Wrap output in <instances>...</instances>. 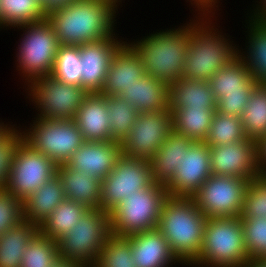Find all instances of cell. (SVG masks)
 <instances>
[{
	"label": "cell",
	"instance_id": "cell-1",
	"mask_svg": "<svg viewBox=\"0 0 266 267\" xmlns=\"http://www.w3.org/2000/svg\"><path fill=\"white\" fill-rule=\"evenodd\" d=\"M116 6L109 0H76L46 19L60 45H82L113 37Z\"/></svg>",
	"mask_w": 266,
	"mask_h": 267
},
{
	"label": "cell",
	"instance_id": "cell-2",
	"mask_svg": "<svg viewBox=\"0 0 266 267\" xmlns=\"http://www.w3.org/2000/svg\"><path fill=\"white\" fill-rule=\"evenodd\" d=\"M206 221L192 197L168 195L161 207L157 229L167 239L177 260L192 265L201 252Z\"/></svg>",
	"mask_w": 266,
	"mask_h": 267
},
{
	"label": "cell",
	"instance_id": "cell-3",
	"mask_svg": "<svg viewBox=\"0 0 266 267\" xmlns=\"http://www.w3.org/2000/svg\"><path fill=\"white\" fill-rule=\"evenodd\" d=\"M185 27L157 32L130 44L140 56L146 75L168 85L182 77L189 45V24Z\"/></svg>",
	"mask_w": 266,
	"mask_h": 267
},
{
	"label": "cell",
	"instance_id": "cell-4",
	"mask_svg": "<svg viewBox=\"0 0 266 267\" xmlns=\"http://www.w3.org/2000/svg\"><path fill=\"white\" fill-rule=\"evenodd\" d=\"M249 261L241 218H207L201 252L193 264L245 267Z\"/></svg>",
	"mask_w": 266,
	"mask_h": 267
},
{
	"label": "cell",
	"instance_id": "cell-5",
	"mask_svg": "<svg viewBox=\"0 0 266 267\" xmlns=\"http://www.w3.org/2000/svg\"><path fill=\"white\" fill-rule=\"evenodd\" d=\"M200 23L189 25V45L182 77L209 81L240 52L235 51L228 39L226 41L222 35L214 33V28L205 26L202 21Z\"/></svg>",
	"mask_w": 266,
	"mask_h": 267
},
{
	"label": "cell",
	"instance_id": "cell-6",
	"mask_svg": "<svg viewBox=\"0 0 266 267\" xmlns=\"http://www.w3.org/2000/svg\"><path fill=\"white\" fill-rule=\"evenodd\" d=\"M111 235L110 213L101 208H89L77 225L57 240L58 256L93 267Z\"/></svg>",
	"mask_w": 266,
	"mask_h": 267
},
{
	"label": "cell",
	"instance_id": "cell-7",
	"mask_svg": "<svg viewBox=\"0 0 266 267\" xmlns=\"http://www.w3.org/2000/svg\"><path fill=\"white\" fill-rule=\"evenodd\" d=\"M168 196L166 188L159 184L138 190L125 197L110 212L111 234L127 237L132 234L156 229L161 207Z\"/></svg>",
	"mask_w": 266,
	"mask_h": 267
},
{
	"label": "cell",
	"instance_id": "cell-8",
	"mask_svg": "<svg viewBox=\"0 0 266 267\" xmlns=\"http://www.w3.org/2000/svg\"><path fill=\"white\" fill-rule=\"evenodd\" d=\"M37 119L30 132H22L23 140L57 165L66 163L85 142L74 119Z\"/></svg>",
	"mask_w": 266,
	"mask_h": 267
},
{
	"label": "cell",
	"instance_id": "cell-9",
	"mask_svg": "<svg viewBox=\"0 0 266 267\" xmlns=\"http://www.w3.org/2000/svg\"><path fill=\"white\" fill-rule=\"evenodd\" d=\"M154 184L150 161L121 153L114 169L102 181L100 208L110 213L125 197Z\"/></svg>",
	"mask_w": 266,
	"mask_h": 267
},
{
	"label": "cell",
	"instance_id": "cell-10",
	"mask_svg": "<svg viewBox=\"0 0 266 267\" xmlns=\"http://www.w3.org/2000/svg\"><path fill=\"white\" fill-rule=\"evenodd\" d=\"M216 101V111L222 115L240 117L248 99L258 85L238 54L208 81Z\"/></svg>",
	"mask_w": 266,
	"mask_h": 267
},
{
	"label": "cell",
	"instance_id": "cell-11",
	"mask_svg": "<svg viewBox=\"0 0 266 267\" xmlns=\"http://www.w3.org/2000/svg\"><path fill=\"white\" fill-rule=\"evenodd\" d=\"M57 166L53 160L35 151L22 139L14 151L6 188L24 202L45 182L57 175Z\"/></svg>",
	"mask_w": 266,
	"mask_h": 267
},
{
	"label": "cell",
	"instance_id": "cell-12",
	"mask_svg": "<svg viewBox=\"0 0 266 267\" xmlns=\"http://www.w3.org/2000/svg\"><path fill=\"white\" fill-rule=\"evenodd\" d=\"M24 39L18 52V62L26 80H32L52 73L56 54L60 46L56 33L47 19L25 25ZM30 79V80H29Z\"/></svg>",
	"mask_w": 266,
	"mask_h": 267
},
{
	"label": "cell",
	"instance_id": "cell-13",
	"mask_svg": "<svg viewBox=\"0 0 266 267\" xmlns=\"http://www.w3.org/2000/svg\"><path fill=\"white\" fill-rule=\"evenodd\" d=\"M249 182L240 177L211 175L192 199L207 218L240 217Z\"/></svg>",
	"mask_w": 266,
	"mask_h": 267
},
{
	"label": "cell",
	"instance_id": "cell-14",
	"mask_svg": "<svg viewBox=\"0 0 266 267\" xmlns=\"http://www.w3.org/2000/svg\"><path fill=\"white\" fill-rule=\"evenodd\" d=\"M29 83L33 101L41 110L39 118L74 119L88 94L82 86L63 83L52 75L41 76Z\"/></svg>",
	"mask_w": 266,
	"mask_h": 267
},
{
	"label": "cell",
	"instance_id": "cell-15",
	"mask_svg": "<svg viewBox=\"0 0 266 267\" xmlns=\"http://www.w3.org/2000/svg\"><path fill=\"white\" fill-rule=\"evenodd\" d=\"M172 131L170 110L140 113L121 143V153L150 161Z\"/></svg>",
	"mask_w": 266,
	"mask_h": 267
},
{
	"label": "cell",
	"instance_id": "cell-16",
	"mask_svg": "<svg viewBox=\"0 0 266 267\" xmlns=\"http://www.w3.org/2000/svg\"><path fill=\"white\" fill-rule=\"evenodd\" d=\"M258 142L246 138L210 147L211 175L240 177L252 181L260 176Z\"/></svg>",
	"mask_w": 266,
	"mask_h": 267
},
{
	"label": "cell",
	"instance_id": "cell-17",
	"mask_svg": "<svg viewBox=\"0 0 266 267\" xmlns=\"http://www.w3.org/2000/svg\"><path fill=\"white\" fill-rule=\"evenodd\" d=\"M210 162V147L205 142H193L165 187L168 195L192 197L211 176Z\"/></svg>",
	"mask_w": 266,
	"mask_h": 267
},
{
	"label": "cell",
	"instance_id": "cell-18",
	"mask_svg": "<svg viewBox=\"0 0 266 267\" xmlns=\"http://www.w3.org/2000/svg\"><path fill=\"white\" fill-rule=\"evenodd\" d=\"M123 43L113 36L78 45L82 65L81 86L88 93L103 89L113 55Z\"/></svg>",
	"mask_w": 266,
	"mask_h": 267
},
{
	"label": "cell",
	"instance_id": "cell-19",
	"mask_svg": "<svg viewBox=\"0 0 266 267\" xmlns=\"http://www.w3.org/2000/svg\"><path fill=\"white\" fill-rule=\"evenodd\" d=\"M121 154V143L115 141H85L66 162L74 170L103 181L114 169Z\"/></svg>",
	"mask_w": 266,
	"mask_h": 267
},
{
	"label": "cell",
	"instance_id": "cell-20",
	"mask_svg": "<svg viewBox=\"0 0 266 267\" xmlns=\"http://www.w3.org/2000/svg\"><path fill=\"white\" fill-rule=\"evenodd\" d=\"M145 74L140 56L131 45L124 42L113 55L100 93L118 96L124 89L139 82Z\"/></svg>",
	"mask_w": 266,
	"mask_h": 267
},
{
	"label": "cell",
	"instance_id": "cell-21",
	"mask_svg": "<svg viewBox=\"0 0 266 267\" xmlns=\"http://www.w3.org/2000/svg\"><path fill=\"white\" fill-rule=\"evenodd\" d=\"M74 121L85 141H111V130L106 96L100 92L88 93Z\"/></svg>",
	"mask_w": 266,
	"mask_h": 267
},
{
	"label": "cell",
	"instance_id": "cell-22",
	"mask_svg": "<svg viewBox=\"0 0 266 267\" xmlns=\"http://www.w3.org/2000/svg\"><path fill=\"white\" fill-rule=\"evenodd\" d=\"M127 238L136 267H168L175 260L179 262L171 252L167 239L157 228Z\"/></svg>",
	"mask_w": 266,
	"mask_h": 267
},
{
	"label": "cell",
	"instance_id": "cell-23",
	"mask_svg": "<svg viewBox=\"0 0 266 267\" xmlns=\"http://www.w3.org/2000/svg\"><path fill=\"white\" fill-rule=\"evenodd\" d=\"M118 96L139 113L169 110V85L150 75L145 74Z\"/></svg>",
	"mask_w": 266,
	"mask_h": 267
},
{
	"label": "cell",
	"instance_id": "cell-24",
	"mask_svg": "<svg viewBox=\"0 0 266 267\" xmlns=\"http://www.w3.org/2000/svg\"><path fill=\"white\" fill-rule=\"evenodd\" d=\"M66 199L86 205L88 208H100L102 181L88 173L74 170L66 163L57 166Z\"/></svg>",
	"mask_w": 266,
	"mask_h": 267
},
{
	"label": "cell",
	"instance_id": "cell-25",
	"mask_svg": "<svg viewBox=\"0 0 266 267\" xmlns=\"http://www.w3.org/2000/svg\"><path fill=\"white\" fill-rule=\"evenodd\" d=\"M193 141L172 131L150 160L154 183L166 187L172 180L176 167L189 150Z\"/></svg>",
	"mask_w": 266,
	"mask_h": 267
},
{
	"label": "cell",
	"instance_id": "cell-26",
	"mask_svg": "<svg viewBox=\"0 0 266 267\" xmlns=\"http://www.w3.org/2000/svg\"><path fill=\"white\" fill-rule=\"evenodd\" d=\"M183 107L216 109V101L208 81L181 77L169 84V110Z\"/></svg>",
	"mask_w": 266,
	"mask_h": 267
},
{
	"label": "cell",
	"instance_id": "cell-27",
	"mask_svg": "<svg viewBox=\"0 0 266 267\" xmlns=\"http://www.w3.org/2000/svg\"><path fill=\"white\" fill-rule=\"evenodd\" d=\"M65 198L62 182L56 175L23 202L24 219L39 227Z\"/></svg>",
	"mask_w": 266,
	"mask_h": 267
},
{
	"label": "cell",
	"instance_id": "cell-28",
	"mask_svg": "<svg viewBox=\"0 0 266 267\" xmlns=\"http://www.w3.org/2000/svg\"><path fill=\"white\" fill-rule=\"evenodd\" d=\"M39 227L23 220L0 236V267H21L25 248Z\"/></svg>",
	"mask_w": 266,
	"mask_h": 267
},
{
	"label": "cell",
	"instance_id": "cell-29",
	"mask_svg": "<svg viewBox=\"0 0 266 267\" xmlns=\"http://www.w3.org/2000/svg\"><path fill=\"white\" fill-rule=\"evenodd\" d=\"M170 111L175 133L185 135L193 142H205L216 109L183 107Z\"/></svg>",
	"mask_w": 266,
	"mask_h": 267
},
{
	"label": "cell",
	"instance_id": "cell-30",
	"mask_svg": "<svg viewBox=\"0 0 266 267\" xmlns=\"http://www.w3.org/2000/svg\"><path fill=\"white\" fill-rule=\"evenodd\" d=\"M89 208L81 203L64 199L39 226V231L55 241L65 235Z\"/></svg>",
	"mask_w": 266,
	"mask_h": 267
},
{
	"label": "cell",
	"instance_id": "cell-31",
	"mask_svg": "<svg viewBox=\"0 0 266 267\" xmlns=\"http://www.w3.org/2000/svg\"><path fill=\"white\" fill-rule=\"evenodd\" d=\"M252 20L249 31V56L248 59H242L257 84L266 85V18L254 17Z\"/></svg>",
	"mask_w": 266,
	"mask_h": 267
},
{
	"label": "cell",
	"instance_id": "cell-32",
	"mask_svg": "<svg viewBox=\"0 0 266 267\" xmlns=\"http://www.w3.org/2000/svg\"><path fill=\"white\" fill-rule=\"evenodd\" d=\"M245 136L258 143L266 136V85H257L240 116Z\"/></svg>",
	"mask_w": 266,
	"mask_h": 267
},
{
	"label": "cell",
	"instance_id": "cell-33",
	"mask_svg": "<svg viewBox=\"0 0 266 267\" xmlns=\"http://www.w3.org/2000/svg\"><path fill=\"white\" fill-rule=\"evenodd\" d=\"M45 19L40 0H0V26L18 27Z\"/></svg>",
	"mask_w": 266,
	"mask_h": 267
},
{
	"label": "cell",
	"instance_id": "cell-34",
	"mask_svg": "<svg viewBox=\"0 0 266 267\" xmlns=\"http://www.w3.org/2000/svg\"><path fill=\"white\" fill-rule=\"evenodd\" d=\"M111 141L122 143L140 114L133 105L119 96H106Z\"/></svg>",
	"mask_w": 266,
	"mask_h": 267
},
{
	"label": "cell",
	"instance_id": "cell-35",
	"mask_svg": "<svg viewBox=\"0 0 266 267\" xmlns=\"http://www.w3.org/2000/svg\"><path fill=\"white\" fill-rule=\"evenodd\" d=\"M242 121L240 117L222 115L215 112L205 143L209 147L222 146L229 143L245 140Z\"/></svg>",
	"mask_w": 266,
	"mask_h": 267
},
{
	"label": "cell",
	"instance_id": "cell-36",
	"mask_svg": "<svg viewBox=\"0 0 266 267\" xmlns=\"http://www.w3.org/2000/svg\"><path fill=\"white\" fill-rule=\"evenodd\" d=\"M81 56L78 45H60L56 54L52 75L70 85L81 86Z\"/></svg>",
	"mask_w": 266,
	"mask_h": 267
},
{
	"label": "cell",
	"instance_id": "cell-37",
	"mask_svg": "<svg viewBox=\"0 0 266 267\" xmlns=\"http://www.w3.org/2000/svg\"><path fill=\"white\" fill-rule=\"evenodd\" d=\"M58 257L57 241L39 231L25 248L21 267H51Z\"/></svg>",
	"mask_w": 266,
	"mask_h": 267
},
{
	"label": "cell",
	"instance_id": "cell-38",
	"mask_svg": "<svg viewBox=\"0 0 266 267\" xmlns=\"http://www.w3.org/2000/svg\"><path fill=\"white\" fill-rule=\"evenodd\" d=\"M93 267H136L130 240L127 237L111 235L101 248L99 258Z\"/></svg>",
	"mask_w": 266,
	"mask_h": 267
},
{
	"label": "cell",
	"instance_id": "cell-39",
	"mask_svg": "<svg viewBox=\"0 0 266 267\" xmlns=\"http://www.w3.org/2000/svg\"><path fill=\"white\" fill-rule=\"evenodd\" d=\"M241 222L249 259H266V219L241 218Z\"/></svg>",
	"mask_w": 266,
	"mask_h": 267
},
{
	"label": "cell",
	"instance_id": "cell-40",
	"mask_svg": "<svg viewBox=\"0 0 266 267\" xmlns=\"http://www.w3.org/2000/svg\"><path fill=\"white\" fill-rule=\"evenodd\" d=\"M266 219V177L259 176L250 181L244 195L240 218Z\"/></svg>",
	"mask_w": 266,
	"mask_h": 267
},
{
	"label": "cell",
	"instance_id": "cell-41",
	"mask_svg": "<svg viewBox=\"0 0 266 267\" xmlns=\"http://www.w3.org/2000/svg\"><path fill=\"white\" fill-rule=\"evenodd\" d=\"M23 220V202L7 188L0 189V236Z\"/></svg>",
	"mask_w": 266,
	"mask_h": 267
},
{
	"label": "cell",
	"instance_id": "cell-42",
	"mask_svg": "<svg viewBox=\"0 0 266 267\" xmlns=\"http://www.w3.org/2000/svg\"><path fill=\"white\" fill-rule=\"evenodd\" d=\"M8 126L0 135V189L6 188L14 151L23 139L22 133Z\"/></svg>",
	"mask_w": 266,
	"mask_h": 267
},
{
	"label": "cell",
	"instance_id": "cell-43",
	"mask_svg": "<svg viewBox=\"0 0 266 267\" xmlns=\"http://www.w3.org/2000/svg\"><path fill=\"white\" fill-rule=\"evenodd\" d=\"M76 0H40V6L44 15L47 17L49 14L75 2Z\"/></svg>",
	"mask_w": 266,
	"mask_h": 267
},
{
	"label": "cell",
	"instance_id": "cell-44",
	"mask_svg": "<svg viewBox=\"0 0 266 267\" xmlns=\"http://www.w3.org/2000/svg\"><path fill=\"white\" fill-rule=\"evenodd\" d=\"M259 172L266 177V136L258 143Z\"/></svg>",
	"mask_w": 266,
	"mask_h": 267
},
{
	"label": "cell",
	"instance_id": "cell-45",
	"mask_svg": "<svg viewBox=\"0 0 266 267\" xmlns=\"http://www.w3.org/2000/svg\"><path fill=\"white\" fill-rule=\"evenodd\" d=\"M51 267H84V266L72 260H67L58 257L57 260H55L54 263L51 265Z\"/></svg>",
	"mask_w": 266,
	"mask_h": 267
},
{
	"label": "cell",
	"instance_id": "cell-46",
	"mask_svg": "<svg viewBox=\"0 0 266 267\" xmlns=\"http://www.w3.org/2000/svg\"><path fill=\"white\" fill-rule=\"evenodd\" d=\"M192 1H194V4L196 3L199 9L203 8L204 9L203 12H205V9L206 11H208L209 8L211 9L212 6L215 5V3H217L216 0H192Z\"/></svg>",
	"mask_w": 266,
	"mask_h": 267
},
{
	"label": "cell",
	"instance_id": "cell-47",
	"mask_svg": "<svg viewBox=\"0 0 266 267\" xmlns=\"http://www.w3.org/2000/svg\"><path fill=\"white\" fill-rule=\"evenodd\" d=\"M245 267H266V259L256 258L250 260Z\"/></svg>",
	"mask_w": 266,
	"mask_h": 267
},
{
	"label": "cell",
	"instance_id": "cell-48",
	"mask_svg": "<svg viewBox=\"0 0 266 267\" xmlns=\"http://www.w3.org/2000/svg\"><path fill=\"white\" fill-rule=\"evenodd\" d=\"M260 7V9L257 8L258 11H255L253 16L255 18H266V0H263V5Z\"/></svg>",
	"mask_w": 266,
	"mask_h": 267
},
{
	"label": "cell",
	"instance_id": "cell-49",
	"mask_svg": "<svg viewBox=\"0 0 266 267\" xmlns=\"http://www.w3.org/2000/svg\"><path fill=\"white\" fill-rule=\"evenodd\" d=\"M7 125L0 124V135L7 129Z\"/></svg>",
	"mask_w": 266,
	"mask_h": 267
}]
</instances>
